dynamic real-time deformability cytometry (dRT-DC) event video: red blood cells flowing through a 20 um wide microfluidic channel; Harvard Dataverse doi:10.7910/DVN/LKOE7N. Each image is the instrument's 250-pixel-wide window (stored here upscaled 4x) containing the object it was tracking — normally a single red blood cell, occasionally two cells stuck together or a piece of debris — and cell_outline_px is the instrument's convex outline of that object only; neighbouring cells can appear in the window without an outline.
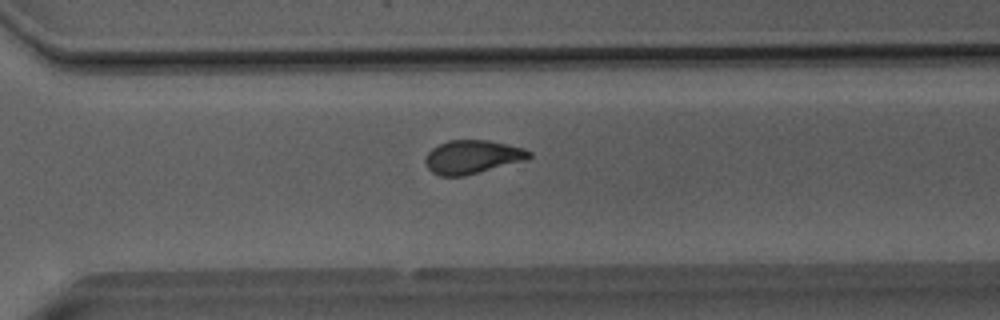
{"species": "Egyptian fruit bat (a non-hibernating species)", "species_latin": "Rousettus aegyptiacus", "temperature_condition": "room temperature", "stored_images_in_passage": 34, "camera_frame_rate_fps": 3000, "um_per_image_px": 0.085, "animal": {"sex": "male"}, "frame": {"image": 1, "passage_image": 25, "time_ms": 8.0, "image_size_px": [1000, 320], "cell_outline_px": [[532, 156], [528, 160], [464, 176], [440, 176], [432, 172], [428, 168], [424, 160], [424, 156], [432, 148], [448, 140], [488, 140], [524, 148], [532, 152]], "centroid_in_image_um": [40.16, 13.34], "position_along_channel_um": 330.4, "area_um2": 20.46}}
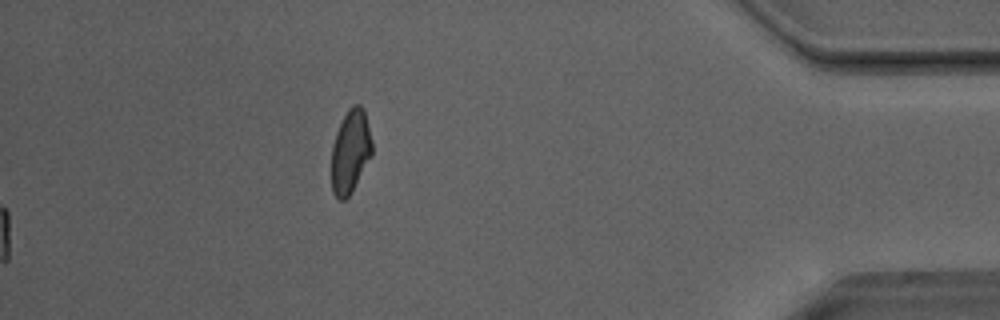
{"frame": {"image": 2, "passage_image": 34, "time_ms": 11.0, "image_size_px": [1000, 320], "cell_outline_px": [[372, 156], [348, 196], [344, 200], [340, 200], [332, 192], [332, 144], [336, 132], [348, 108], [352, 104], [360, 104], [364, 108], [372, 140]], "centroid_in_image_um": [29.79, 12.83], "position_along_channel_um": 405.4, "area_um2": 19.65}, "authors_computed_cell_mechanics": {"area_um2": 20.7791, "velocity_mm_per_s": 4.0511, "shape_relaxation_time_tau1_ms": 5.3013, "shape_relaxation_time_tau2_ms": 1.5907, "deformation_change_tau1": 0.1447, "deformation_change_tau2": 0.0677}}